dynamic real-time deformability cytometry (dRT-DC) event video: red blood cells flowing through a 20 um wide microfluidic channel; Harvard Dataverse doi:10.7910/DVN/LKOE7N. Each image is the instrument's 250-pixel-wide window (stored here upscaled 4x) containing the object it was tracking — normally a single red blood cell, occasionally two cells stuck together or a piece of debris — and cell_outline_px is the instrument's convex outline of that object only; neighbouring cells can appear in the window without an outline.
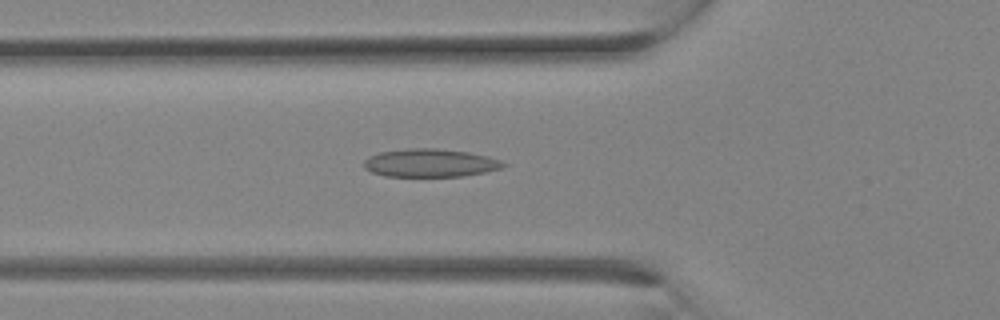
{"species": "Egyptian fruit bat (a non-hibernating species)", "species_latin": "Rousettus aegyptiacus", "temperature_condition": "room temperature", "stored_images_in_passage": 21, "camera_frame_rate_fps": 3000, "um_per_image_px": 0.085, "animal": {"sex": "female"}, "frame": {"image": 1, "passage_image": 10, "time_ms": 3.0, "image_size_px": [1000, 320], "cell_outline_px": [[508, 164], [500, 168], [484, 172], [464, 176], [384, 176], [372, 172], [364, 168], [364, 160], [368, 156], [380, 152], [408, 148], [436, 148], [468, 152], [488, 156], [500, 160]], "centroid_in_image_um": [36.55, 13.84], "position_along_channel_um": 89.3, "area_um2": 22.83}}
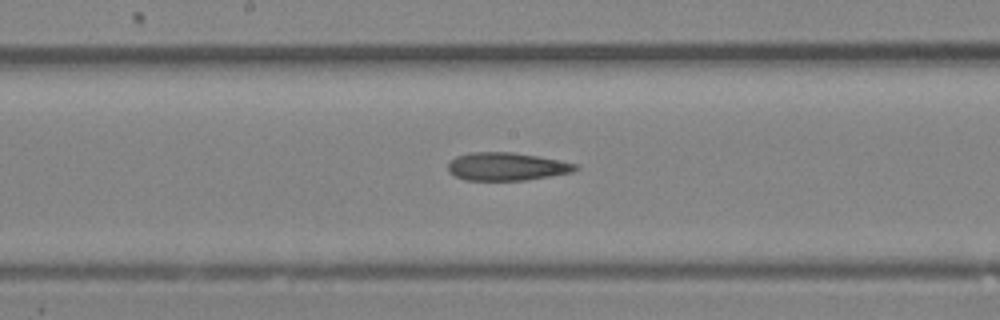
{"frame": {"image": 2, "passage_image": 15, "time_ms": 4.667, "image_size_px": [1000, 320], "cell_outline_px": [[580, 168], [572, 172], [524, 180], [464, 180], [448, 172], [448, 160], [456, 156], [468, 152], [512, 152], [560, 160], [580, 164]], "centroid_in_image_um": [43.05, 14.14], "position_along_channel_um": 205.2, "area_um2": 20.92}}
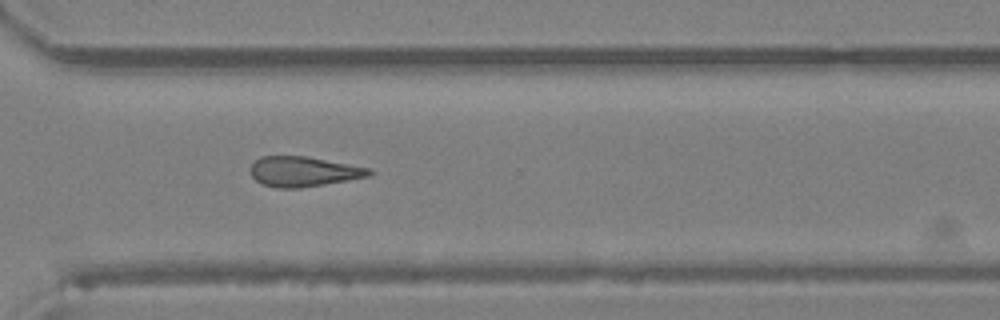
{"frame": {"image": 3, "passage_image": 21, "time_ms": 6.667, "image_size_px": [1000, 320], "cell_outline_px": [[376, 172], [368, 176], [324, 184], [300, 188], [276, 188], [264, 184], [256, 180], [252, 176], [252, 164], [260, 156], [304, 156], [372, 168]], "centroid_in_image_um": [25.83, 14.58], "position_along_channel_um": 344.8, "area_um2": 20.58}}